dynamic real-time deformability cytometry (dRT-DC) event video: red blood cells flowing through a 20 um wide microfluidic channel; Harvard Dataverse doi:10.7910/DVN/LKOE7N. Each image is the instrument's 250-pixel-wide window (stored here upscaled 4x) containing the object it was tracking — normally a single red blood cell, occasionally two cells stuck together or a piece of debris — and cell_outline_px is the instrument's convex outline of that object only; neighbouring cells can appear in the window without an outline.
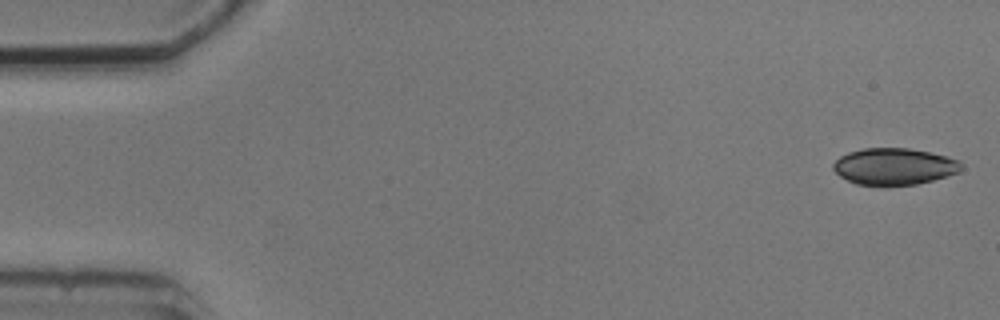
{"species": "common noctule bat (a hibernating species)", "species_latin": "Nyctalus noctula", "temperature_condition": "cold", "stored_images_in_passage": 5, "camera_frame_rate_fps": 3000, "um_per_image_px": 0.085, "animal": {"sex": "male", "body_mass_g": 20.5, "forearm_length_mm": 52.5}, "frame": {"image": 1, "passage_image": 1, "time_ms": 0.0, "image_size_px": [1000, 320], "cell_outline_px": [[964, 168], [960, 172], [948, 176], [916, 184], [888, 188], [856, 184], [840, 176], [832, 168], [832, 164], [840, 156], [848, 152], [864, 148], [908, 148], [928, 152], [960, 160], [964, 164]], "centroid_in_image_um": [76.02, 14.18], "position_along_channel_um": 9.0, "area_um2": 28.03}}
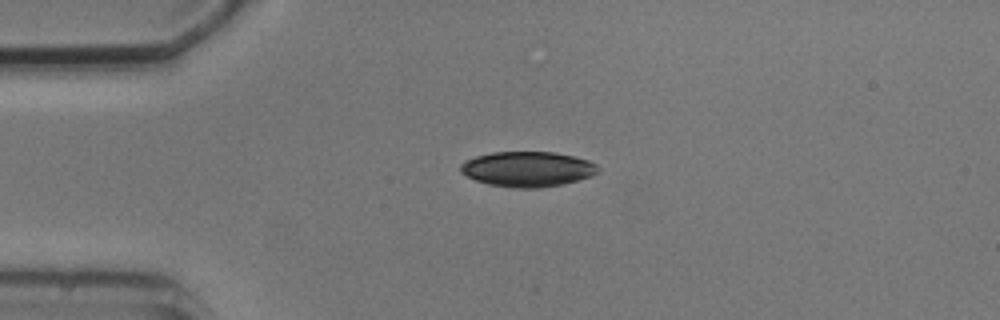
{"frame": {"image": 2, "passage_image": 4, "time_ms": 3.667, "image_size_px": [1000, 320], "cell_outline_px": [[600, 172], [592, 176], [560, 184], [540, 188], [512, 188], [488, 184], [476, 180], [460, 172], [460, 164], [464, 160], [476, 156], [492, 152], [552, 152], [572, 156], [588, 160], [596, 164], [600, 168]], "centroid_in_image_um": [44.83, 14.37], "position_along_channel_um": 40.2, "area_um2": 28.21}}